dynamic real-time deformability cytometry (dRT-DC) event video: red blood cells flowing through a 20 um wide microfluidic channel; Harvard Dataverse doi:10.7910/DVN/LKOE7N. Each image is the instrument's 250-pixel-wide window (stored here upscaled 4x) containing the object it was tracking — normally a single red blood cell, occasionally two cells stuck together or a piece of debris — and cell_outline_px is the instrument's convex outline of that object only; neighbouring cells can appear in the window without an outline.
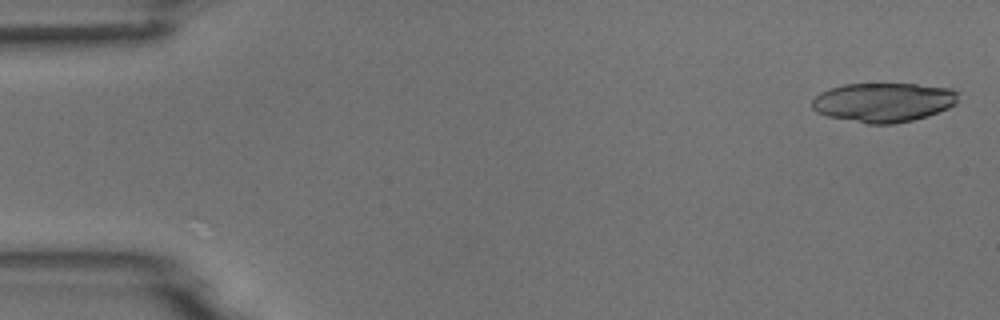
{"species": "common noctule bat (a hibernating species)", "species_latin": "Nyctalus noctula", "temperature_condition": "room temperature", "stored_images_in_passage": 9, "camera_frame_rate_fps": 3000, "um_per_image_px": 0.085, "animal": {"sex": "male", "body_mass_g": 18.8}, "frame": {"image": 1, "passage_image": 1, "time_ms": 0.0, "image_size_px": [1000, 320], "cell_outline_px": [[960, 92], [956, 104], [948, 108], [928, 116], [912, 120], [892, 124], [868, 124], [828, 116], [816, 112], [812, 108], [812, 100], [820, 92], [844, 84], [916, 84], [952, 88]], "centroid_in_image_um": [75.13, 8.69], "position_along_channel_um": 9.9, "area_um2": 33.58}}
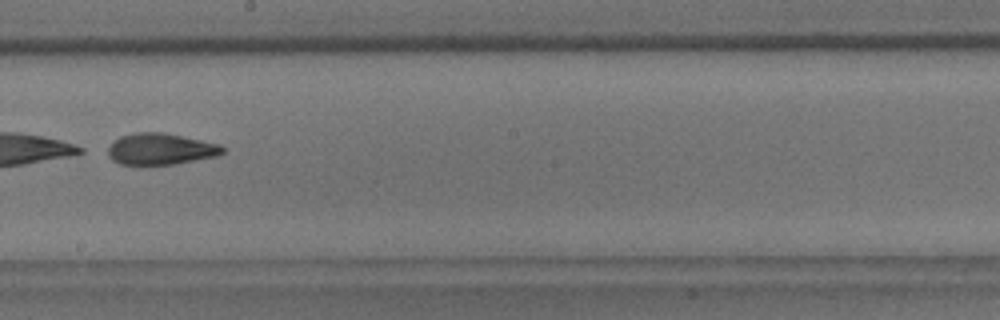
{"frame": {"image": 2, "passage_image": 9, "time_ms": 9.333, "image_size_px": [1000, 320], "cell_outline_px": [[224, 152], [216, 156], [176, 164], [120, 164], [112, 160], [108, 156], [108, 148], [120, 136], [136, 132], [160, 132], [220, 144], [224, 148]], "centroid_in_image_um": [13.64, 12.67], "position_along_channel_um": 234.6, "area_um2": 20.69}}